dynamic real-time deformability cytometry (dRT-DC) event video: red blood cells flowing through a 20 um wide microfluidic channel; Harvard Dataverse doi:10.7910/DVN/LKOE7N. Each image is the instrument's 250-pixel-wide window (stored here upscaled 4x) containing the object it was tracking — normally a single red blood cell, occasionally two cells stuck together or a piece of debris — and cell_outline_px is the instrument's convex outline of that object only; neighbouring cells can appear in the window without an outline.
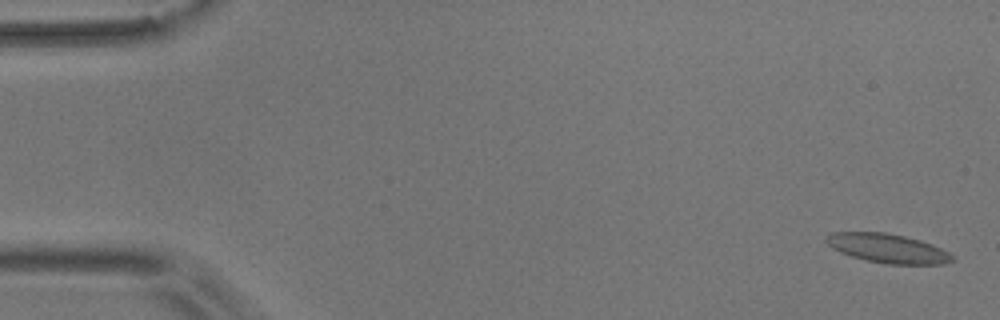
{"species": "common noctule bat (a hibernating species)", "species_latin": "Nyctalus noctula", "temperature_condition": "room temperature", "stored_images_in_passage": 34, "camera_frame_rate_fps": 3000, "um_per_image_px": 0.085, "animal": {"sex": "male", "body_mass_g": 17.9}, "frame": {"image": 1, "passage_image": 2, "time_ms": 0.333, "image_size_px": [1000, 320], "cell_outline_px": [[956, 260], [944, 264], [888, 264], [868, 260], [852, 256], [840, 252], [832, 248], [824, 240], [824, 236], [832, 232], [884, 232], [904, 236], [920, 240], [932, 244], [956, 256]], "centroid_in_image_um": [75.47, 21.1], "position_along_channel_um": 9.5, "area_um2": 21.44}}
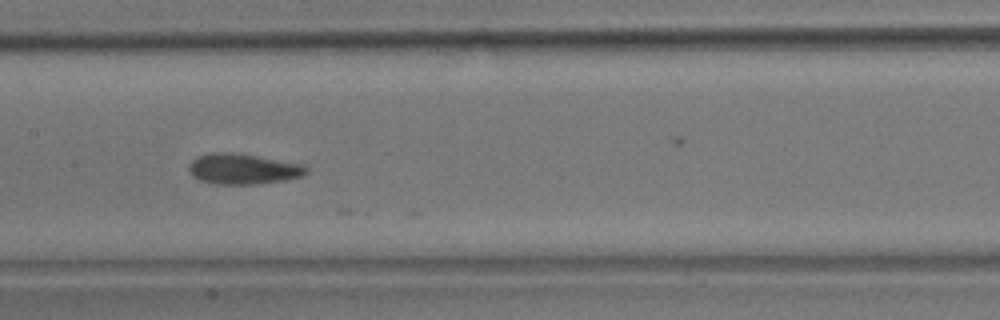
{"frame": {"image": 2, "passage_image": 28, "time_ms": 9.0, "image_size_px": [1000, 320], "cell_outline_px": [[308, 172], [304, 176], [284, 180], [256, 184], [216, 184], [200, 180], [192, 176], [188, 172], [188, 164], [196, 156], [212, 152], [232, 152], [304, 164], [308, 168]], "centroid_in_image_um": [20.64, 14.35], "position_along_channel_um": 186.8, "area_um2": 21.1}}
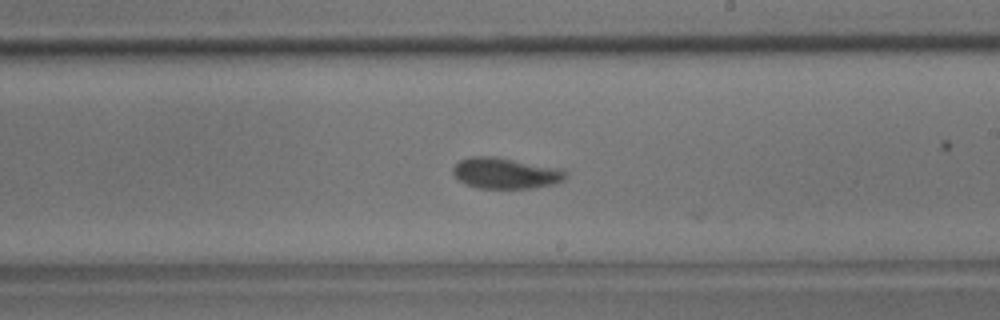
{"frame": {"image": 3, "passage_image": 33, "time_ms": 10.667, "image_size_px": [1000, 320], "cell_outline_px": [[568, 176], [564, 180], [552, 184], [532, 188], [480, 188], [464, 184], [452, 172], [452, 168], [460, 160], [472, 156], [496, 156], [564, 168], [568, 172]], "centroid_in_image_um": [43.03, 14.7], "position_along_channel_um": 246.0, "area_um2": 20.63}}